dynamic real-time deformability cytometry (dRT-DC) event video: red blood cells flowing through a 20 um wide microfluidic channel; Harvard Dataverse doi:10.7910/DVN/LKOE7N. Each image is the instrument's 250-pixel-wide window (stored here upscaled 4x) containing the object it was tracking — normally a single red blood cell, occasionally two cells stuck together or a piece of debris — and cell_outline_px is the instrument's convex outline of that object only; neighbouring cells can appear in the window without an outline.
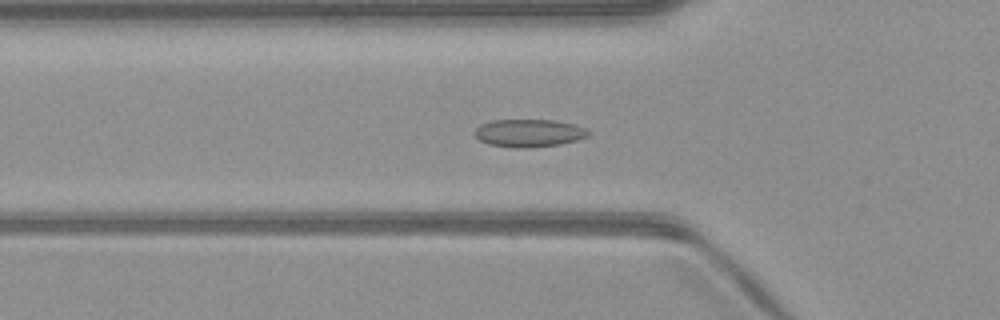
{"species": "common noctule bat (a hibernating species)", "species_latin": "Nyctalus noctula", "temperature_condition": "warm", "stored_images_in_passage": 51, "camera_frame_rate_fps": 3000, "um_per_image_px": 0.085, "animal": {"sex": "male", "body_mass_g": 23.1, "forearm_length_mm": 52.7}, "frame": {"image": 1, "passage_image": 17, "time_ms": 5.333, "image_size_px": [1000, 320], "cell_outline_px": [[592, 132], [588, 136], [576, 140], [560, 144], [528, 148], [512, 148], [488, 144], [480, 140], [472, 132], [480, 124], [492, 120], [556, 120], [576, 124]], "centroid_in_image_um": [44.96, 11.31], "position_along_channel_um": 80.8, "area_um2": 18.61}}
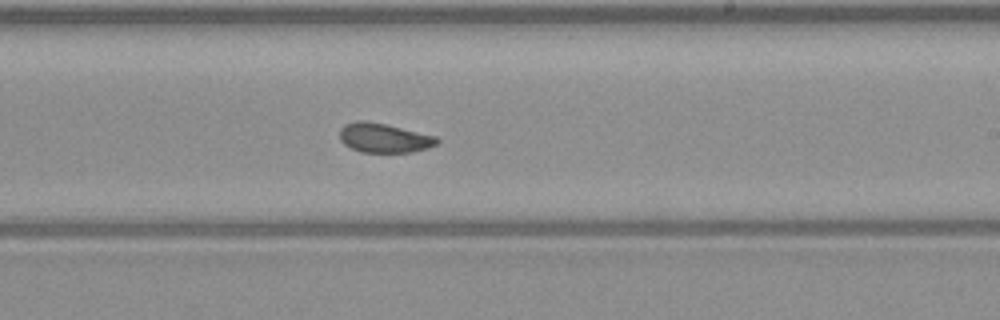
{"frame": {"image": 2, "passage_image": 30, "time_ms": 9.667, "image_size_px": [1000, 320], "cell_outline_px": [[440, 140], [436, 144], [428, 148], [412, 152], [360, 152], [344, 144], [340, 140], [340, 128], [344, 124], [356, 120], [364, 120], [384, 124], [436, 136]], "centroid_in_image_um": [32.62, 11.72], "position_along_channel_um": 256.4, "area_um2": 16.59}}
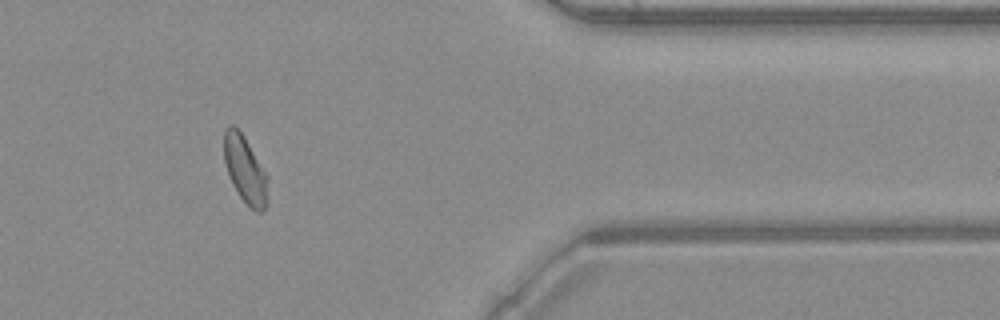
{"frame": {"image": 3, "passage_image": 42, "time_ms": 13.667, "image_size_px": [1000, 320], "cell_outline_px": [[268, 200], [264, 212], [256, 212], [248, 208], [232, 184], [224, 160], [224, 128], [228, 124], [232, 124], [244, 136], [268, 176]], "centroid_in_image_um": [20.85, 14.46], "position_along_channel_um": 390.5, "area_um2": 17.4}, "authors_computed_cell_mechanics": {"area_um2": 17.7446, "velocity_mm_per_s": 4.025, "shape_relaxation_time_tau1_ms": 5.2028, "shape_relaxation_time_tau2_ms": 1.1106, "deformation_change_tau1": 0.0951, "deformation_change_tau2": 0.0481}}